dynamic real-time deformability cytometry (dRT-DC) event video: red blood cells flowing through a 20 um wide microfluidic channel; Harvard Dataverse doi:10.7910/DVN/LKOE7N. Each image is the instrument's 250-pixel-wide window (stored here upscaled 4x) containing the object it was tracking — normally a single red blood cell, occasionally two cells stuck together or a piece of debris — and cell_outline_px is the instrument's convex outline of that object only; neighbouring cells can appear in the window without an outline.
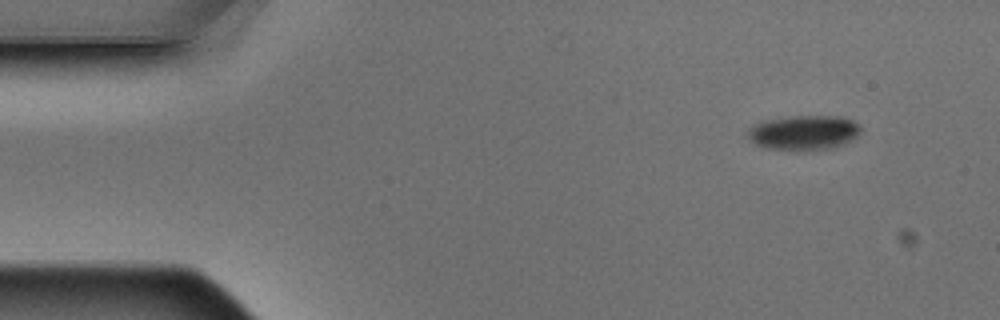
{"species": "Egyptian fruit bat (a non-hibernating species)", "species_latin": "Rousettus aegyptiacus", "temperature_condition": "warm", "stored_images_in_passage": 4, "camera_frame_rate_fps": 3000, "um_per_image_px": 0.085, "animal": {"sex": "male"}, "frame": {"image": 1, "passage_image": 1, "time_ms": 0.0, "image_size_px": [1000, 320], "cell_outline_px": [[864, 128], [852, 140], [836, 148], [768, 148], [756, 144], [748, 136], [748, 128], [764, 120], [788, 116], [840, 116], [852, 120], [860, 124]], "centroid_in_image_um": [68.39, 11.23], "position_along_channel_um": 16.6, "area_um2": 22.43}}
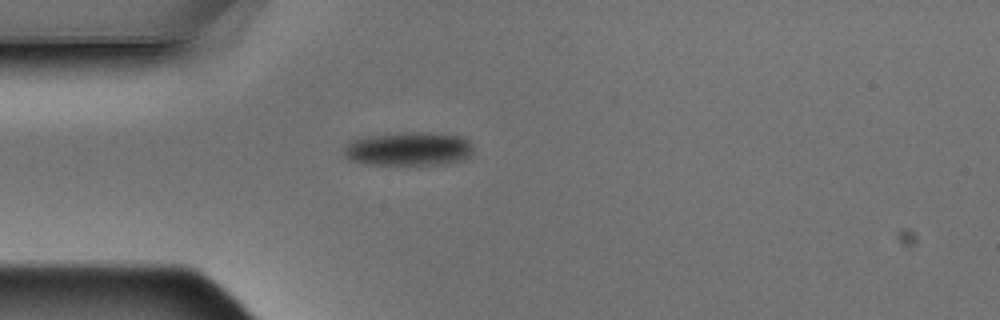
{"frame": {"image": 2, "passage_image": 4, "time_ms": 1.0, "image_size_px": [1000, 320], "cell_outline_px": [[472, 152], [468, 156], [460, 160], [444, 164], [360, 164], [348, 160], [344, 156], [344, 144], [348, 140], [368, 136], [400, 132], [432, 132], [464, 136], [472, 144]], "centroid_in_image_um": [34.68, 12.64], "position_along_channel_um": 50.3, "area_um2": 25.84}}